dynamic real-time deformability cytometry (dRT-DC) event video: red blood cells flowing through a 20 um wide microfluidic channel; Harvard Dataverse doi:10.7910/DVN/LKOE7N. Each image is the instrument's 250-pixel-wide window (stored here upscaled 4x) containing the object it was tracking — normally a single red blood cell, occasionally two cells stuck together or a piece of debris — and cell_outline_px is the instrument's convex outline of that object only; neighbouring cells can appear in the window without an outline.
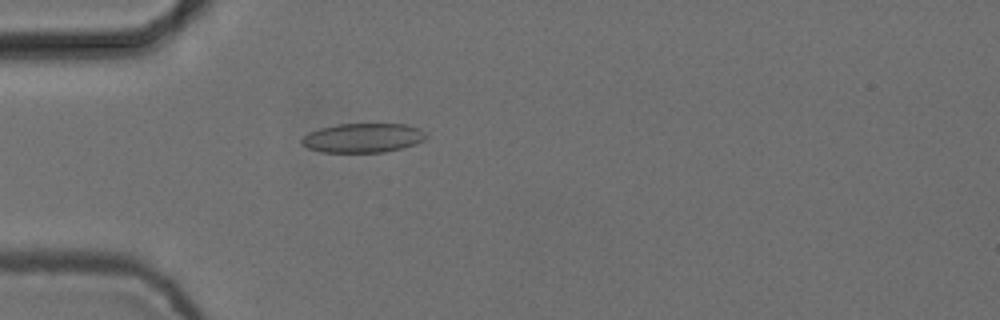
{"species": "common noctule bat (a hibernating species)", "species_latin": "Nyctalus noctula", "temperature_condition": "cold", "stored_images_in_passage": 4, "camera_frame_rate_fps": 3000, "um_per_image_px": 0.085, "animal": {"sex": "female", "body_mass_g": 24.6, "forearm_length_mm": 56.2}, "frame": {"image": 1, "passage_image": 4, "time_ms": 1.0, "image_size_px": [1000, 320], "cell_outline_px": [[428, 136], [424, 140], [416, 144], [404, 148], [384, 152], [320, 152], [308, 148], [300, 144], [300, 140], [308, 132], [320, 128], [336, 124], [408, 124], [420, 128]], "centroid_in_image_um": [30.86, 11.72], "position_along_channel_um": 54.1, "area_um2": 21.5}}